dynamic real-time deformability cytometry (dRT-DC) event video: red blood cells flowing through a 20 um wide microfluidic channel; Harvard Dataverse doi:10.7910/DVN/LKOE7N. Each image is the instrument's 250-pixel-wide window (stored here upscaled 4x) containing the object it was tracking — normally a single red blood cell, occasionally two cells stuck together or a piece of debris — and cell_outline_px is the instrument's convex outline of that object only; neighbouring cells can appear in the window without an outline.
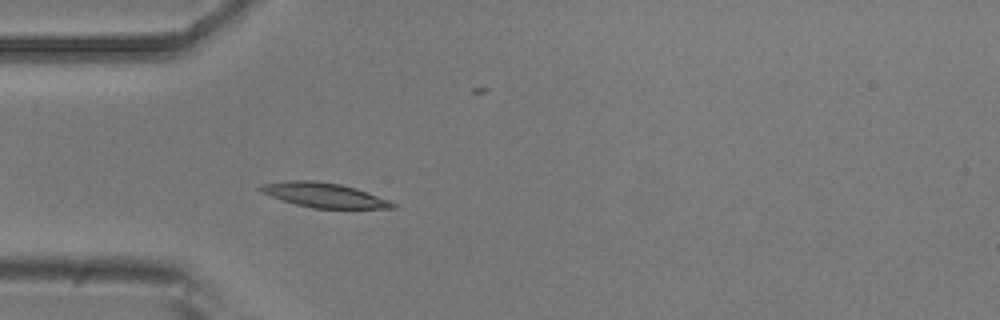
{"species": "common noctule bat (a hibernating species)", "species_latin": "Nyctalus noctula", "temperature_condition": "room temperature", "stored_images_in_passage": 5, "camera_frame_rate_fps": 3000, "um_per_image_px": 0.085, "animal": {"sex": "male", "body_mass_g": 20.5, "forearm_length_mm": 52.5}, "frame": {"image": 1, "passage_image": 4, "time_ms": 1.0, "image_size_px": [1000, 320], "cell_outline_px": [[396, 208], [312, 208], [296, 204], [260, 192], [256, 188], [260, 184], [288, 180], [316, 180], [340, 184], [356, 188], [368, 192], [388, 200], [396, 204]], "centroid_in_image_um": [27.5, 16.56], "position_along_channel_um": 57.5, "area_um2": 18.9}}